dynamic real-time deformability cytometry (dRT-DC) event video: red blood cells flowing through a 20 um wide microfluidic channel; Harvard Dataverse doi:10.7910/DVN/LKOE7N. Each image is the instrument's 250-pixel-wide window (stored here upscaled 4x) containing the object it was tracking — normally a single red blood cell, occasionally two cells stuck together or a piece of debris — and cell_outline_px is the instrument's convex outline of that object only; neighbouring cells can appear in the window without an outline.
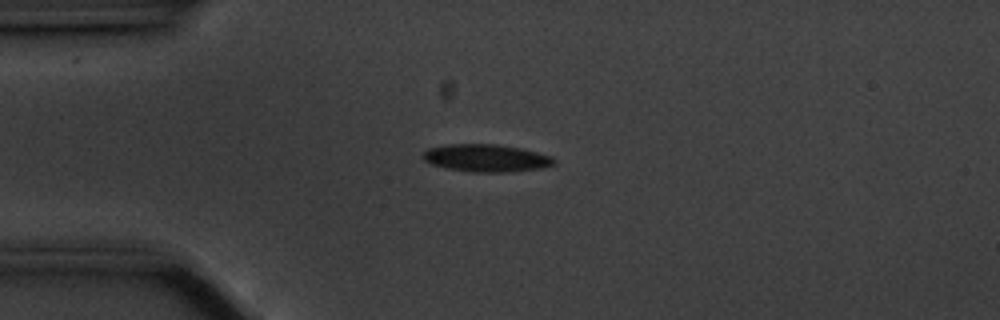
{"species": "common noctule bat (a hibernating species)", "species_latin": "Nyctalus noctula", "temperature_condition": "cold", "stored_images_in_passage": 44, "camera_frame_rate_fps": 3000, "um_per_image_px": 0.085, "animal": {"sex": "male", "body_mass_g": 20.1, "forearm_length_mm": 53.5}, "frame": {"image": 1, "passage_image": 1, "time_ms": 0.0, "image_size_px": [1000, 320], "cell_outline_px": [[556, 164], [540, 168], [504, 172], [472, 172], [448, 168], [432, 164], [424, 160], [420, 156], [428, 148], [448, 144], [496, 144], [520, 148], [552, 156], [556, 160]], "centroid_in_image_um": [41.32, 13.43], "position_along_channel_um": 43.7, "area_um2": 20.92}}
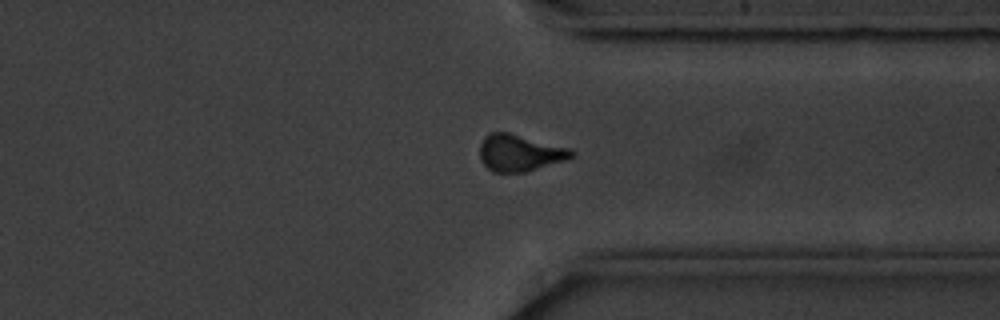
{"frame": {"image": 2, "passage_image": 30, "time_ms": 9.667, "image_size_px": [1000, 320], "cell_outline_px": [[572, 156], [568, 160], [524, 172], [492, 172], [480, 160], [480, 144], [484, 136], [488, 132], [508, 132], [572, 148]], "centroid_in_image_um": [44.16, 12.98], "position_along_channel_um": 367.2, "area_um2": 19.77}}
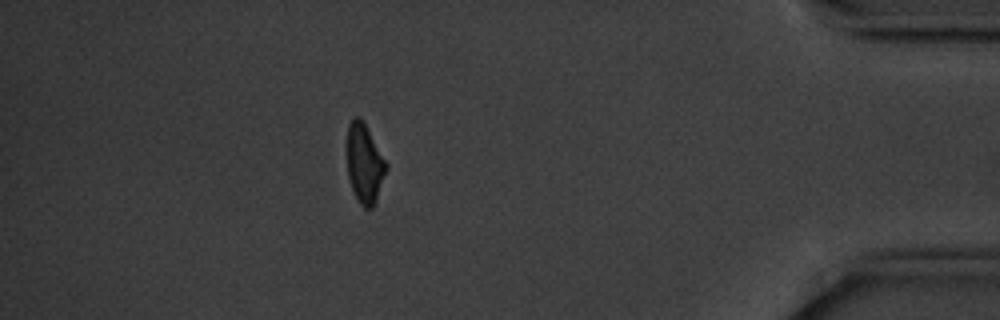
{"frame": {"image": 3, "passage_image": 37, "time_ms": 12.0, "image_size_px": [1000, 320], "cell_outline_px": [[388, 168], [376, 200], [372, 208], [364, 208], [360, 204], [352, 188], [348, 176], [348, 124], [356, 116], [360, 116], [364, 120], [388, 164]], "centroid_in_image_um": [31.01, 13.87], "position_along_channel_um": 404.2, "area_um2": 18.09}, "authors_computed_cell_mechanics": {"area_um2": 19.652, "velocity_mm_per_s": 3.5393, "shape_relaxation_time_tau1_ms": 3.7613, "shape_relaxation_time_tau2_ms": null, "deformation_change_tau1": 0.0973, "deformation_change_tau2": null}}